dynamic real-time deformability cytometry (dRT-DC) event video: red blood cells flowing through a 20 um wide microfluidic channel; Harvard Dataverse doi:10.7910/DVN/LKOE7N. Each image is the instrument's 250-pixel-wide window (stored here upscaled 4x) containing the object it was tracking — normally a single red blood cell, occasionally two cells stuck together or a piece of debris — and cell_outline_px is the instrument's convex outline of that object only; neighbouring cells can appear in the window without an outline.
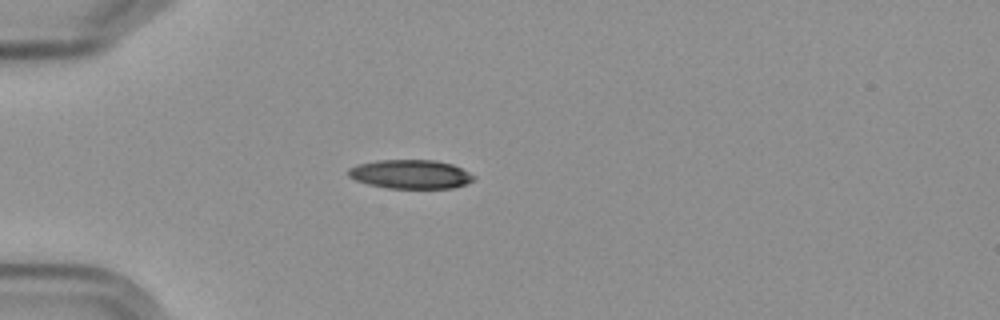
{"species": "Egyptian fruit bat (a non-hibernating species)", "species_latin": "Rousettus aegyptiacus", "temperature_condition": "cold", "stored_images_in_passage": 4, "camera_frame_rate_fps": 3000, "um_per_image_px": 0.085, "frame": {"image": 1, "passage_image": 4, "time_ms": 4.333, "image_size_px": [1000, 320], "cell_outline_px": [[476, 176], [472, 180], [464, 184], [452, 188], [388, 188], [368, 184], [356, 180], [348, 176], [348, 168], [360, 164], [376, 160], [436, 160], [452, 164]], "centroid_in_image_um": [34.88, 14.8], "position_along_channel_um": 50.1, "area_um2": 20.98}}